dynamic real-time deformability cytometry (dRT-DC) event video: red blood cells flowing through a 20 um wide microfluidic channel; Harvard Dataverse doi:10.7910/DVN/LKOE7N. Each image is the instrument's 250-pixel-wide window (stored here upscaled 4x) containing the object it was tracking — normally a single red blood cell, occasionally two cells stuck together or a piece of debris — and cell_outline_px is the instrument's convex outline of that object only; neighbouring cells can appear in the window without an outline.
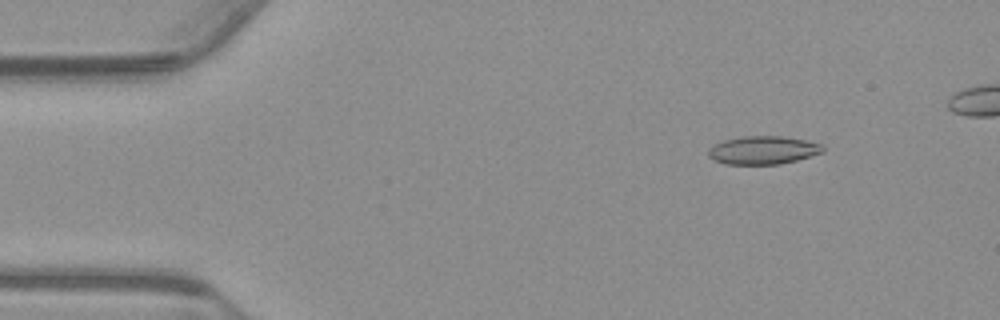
{"species": "common noctule bat (a hibernating species)", "species_latin": "Nyctalus noctula", "temperature_condition": "warm", "stored_images_in_passage": 51, "camera_frame_rate_fps": 3000, "um_per_image_px": 0.085, "animal": {"sex": "male", "body_mass_g": 23.1, "forearm_length_mm": 52.7}, "frame": {"image": 1, "passage_image": 7, "time_ms": 2.0, "image_size_px": [1000, 320], "cell_outline_px": [[824, 152], [796, 160], [780, 164], [724, 164], [708, 156], [708, 148], [724, 140], [740, 136], [784, 136], [824, 144]], "centroid_in_image_um": [64.88, 12.76], "position_along_channel_um": 20.1, "area_um2": 18.84}}
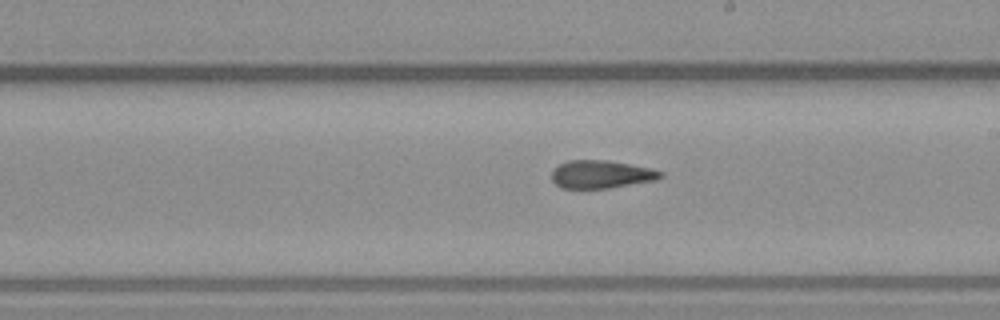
{"frame": {"image": 2, "passage_image": 31, "time_ms": 10.0, "image_size_px": [1000, 320], "cell_outline_px": [[664, 176], [656, 180], [608, 188], [560, 188], [552, 180], [552, 172], [560, 164], [568, 160], [608, 160], [652, 168], [664, 172]], "centroid_in_image_um": [51.14, 14.81], "position_along_channel_um": 237.9, "area_um2": 17.74}}
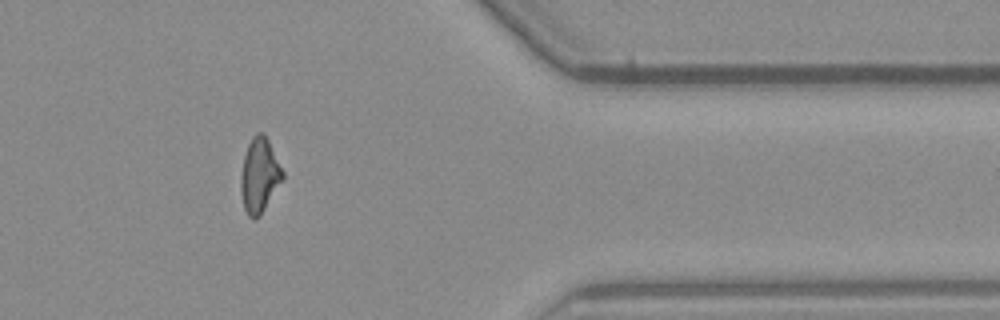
{"frame": {"image": 3, "passage_image": 45, "time_ms": 14.667, "image_size_px": [1000, 320], "cell_outline_px": [[284, 180], [260, 216], [256, 220], [252, 220], [248, 216], [244, 208], [240, 192], [240, 176], [244, 156], [248, 144], [252, 136], [256, 132], [264, 132], [284, 172]], "centroid_in_image_um": [22.06, 14.93], "position_along_channel_um": 389.3, "area_um2": 18.55}, "authors_computed_cell_mechanics": {"area_um2": 18.3804, "velocity_mm_per_s": 3.7605, "shape_relaxation_time_tau1_ms": null, "shape_relaxation_time_tau2_ms": 3.907, "deformation_change_tau1": null, "deformation_change_tau2": 0.1274}}